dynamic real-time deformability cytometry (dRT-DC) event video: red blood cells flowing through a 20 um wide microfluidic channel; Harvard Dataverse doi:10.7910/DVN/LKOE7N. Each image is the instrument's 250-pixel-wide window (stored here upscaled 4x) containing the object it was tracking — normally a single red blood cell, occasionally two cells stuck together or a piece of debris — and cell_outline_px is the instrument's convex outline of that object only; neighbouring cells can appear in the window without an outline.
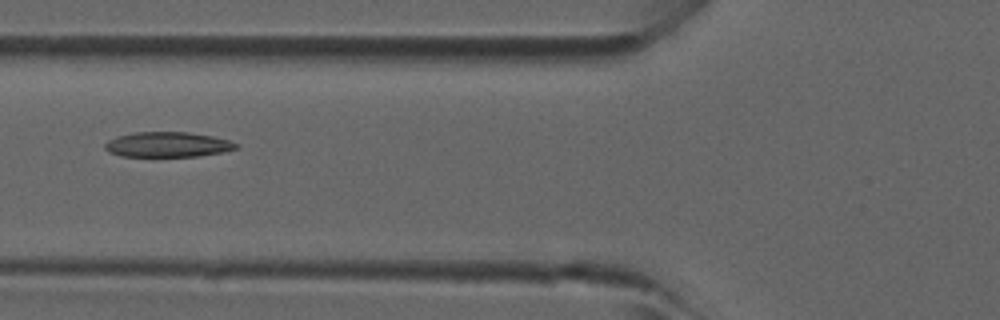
{"species": "common noctule bat (a hibernating species)", "species_latin": "Nyctalus noctula", "temperature_condition": "room temperature", "stored_images_in_passage": 5, "camera_frame_rate_fps": 3000, "um_per_image_px": 0.085, "animal": {"sex": "male", "forearm_length_mm": 52.5}, "frame": {"image": 1, "passage_image": 5, "time_ms": 1.333, "image_size_px": [1000, 320], "cell_outline_px": [[240, 148], [224, 152], [196, 156], [120, 156], [108, 152], [104, 148], [104, 144], [108, 140], [116, 136], [136, 132], [188, 132], [212, 136], [228, 140], [240, 144]], "centroid_in_image_um": [14.26, 12.28], "position_along_channel_um": 111.5, "area_um2": 19.31}}